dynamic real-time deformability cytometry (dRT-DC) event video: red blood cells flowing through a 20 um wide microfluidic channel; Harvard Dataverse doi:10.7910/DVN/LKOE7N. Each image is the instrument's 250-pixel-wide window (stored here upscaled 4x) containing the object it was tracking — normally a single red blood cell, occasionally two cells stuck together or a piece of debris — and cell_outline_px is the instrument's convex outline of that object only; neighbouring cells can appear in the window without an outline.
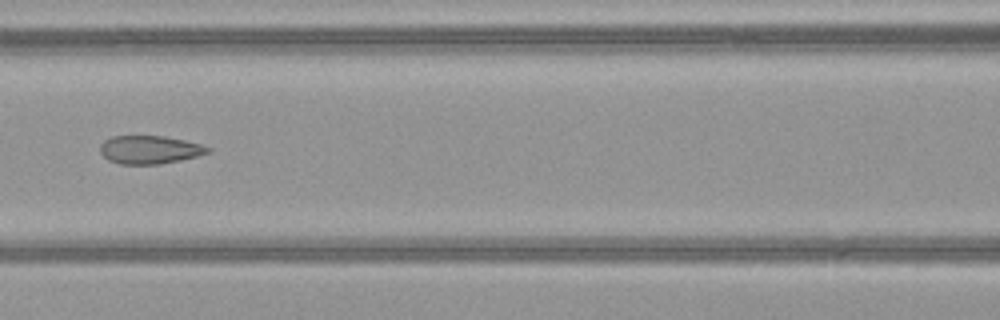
{"species": "common noctule bat (a hibernating species)", "species_latin": "Nyctalus noctula", "temperature_condition": "warm", "stored_images_in_passage": 27, "camera_frame_rate_fps": 3000, "um_per_image_px": 0.085, "animal": {"sex": "female", "body_mass_g": 21.9}, "frame": {"image": 1, "passage_image": 21, "time_ms": 6.667, "image_size_px": [1000, 320], "cell_outline_px": [[212, 152], [180, 160], [160, 164], [120, 164], [108, 160], [100, 152], [100, 144], [104, 140], [112, 136], [164, 136], [184, 140], [200, 144], [212, 148]], "centroid_in_image_um": [12.72, 12.72], "position_along_channel_um": 153.9, "area_um2": 17.74}}